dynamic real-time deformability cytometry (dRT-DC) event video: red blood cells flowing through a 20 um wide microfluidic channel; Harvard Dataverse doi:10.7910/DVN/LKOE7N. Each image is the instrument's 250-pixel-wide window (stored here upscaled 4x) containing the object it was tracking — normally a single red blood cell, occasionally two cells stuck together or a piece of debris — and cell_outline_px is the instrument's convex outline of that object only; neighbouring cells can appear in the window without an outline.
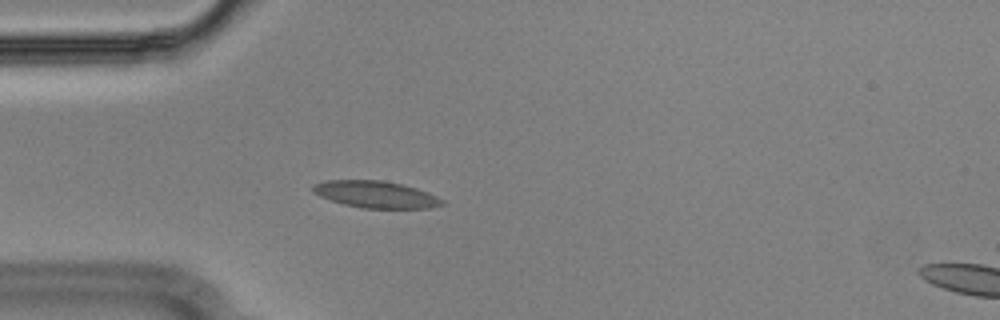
{"species": "Egyptian fruit bat (a non-hibernating species)", "species_latin": "Rousettus aegyptiacus", "temperature_condition": "cold", "stored_images_in_passage": 55, "camera_frame_rate_fps": 3000, "um_per_image_px": 0.085, "animal": {"sex": "male"}, "frame": {"image": 1, "passage_image": 15, "time_ms": 4.667, "image_size_px": [1000, 320], "cell_outline_px": [[444, 204], [428, 208], [360, 208], [344, 204], [320, 196], [312, 192], [312, 184], [328, 180], [380, 180], [400, 184], [416, 188], [436, 196], [444, 200]], "centroid_in_image_um": [31.91, 16.52], "position_along_channel_um": 53.1, "area_um2": 20.06}}
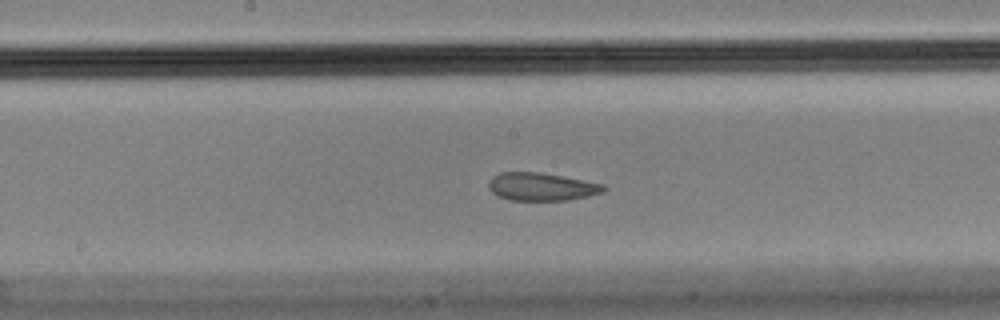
{"frame": {"image": 2, "passage_image": 28, "time_ms": 9.0, "image_size_px": [1000, 320], "cell_outline_px": [[608, 188], [604, 192], [588, 196], [568, 200], [508, 200], [496, 196], [488, 188], [488, 180], [492, 176], [500, 172], [540, 172], [604, 184]], "centroid_in_image_um": [46.0, 15.87], "position_along_channel_um": 202.2, "area_um2": 18.9}}
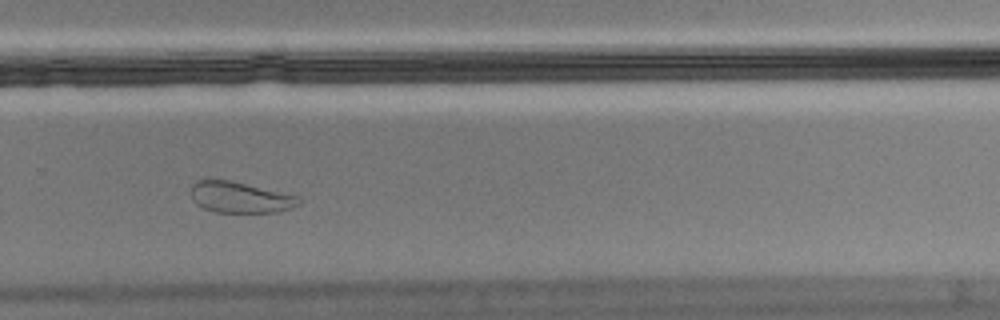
{"frame": {"image": 3, "passage_image": 37, "time_ms": 12.0, "image_size_px": [1000, 320], "cell_outline_px": [[300, 204], [292, 208], [276, 212], [216, 212], [204, 208], [196, 204], [192, 200], [192, 184], [196, 180], [228, 180], [300, 196]], "centroid_in_image_um": [20.42, 16.78], "position_along_channel_um": 309.4, "area_um2": 19.36}, "authors_computed_cell_mechanics": {"area_um2": 19.7676, "velocity_mm_per_s": 3.5842, "shape_relaxation_time_tau1_ms": null, "shape_relaxation_time_tau2_ms": 1.4681, "deformation_change_tau1": null, "deformation_change_tau2": 0.0461}}